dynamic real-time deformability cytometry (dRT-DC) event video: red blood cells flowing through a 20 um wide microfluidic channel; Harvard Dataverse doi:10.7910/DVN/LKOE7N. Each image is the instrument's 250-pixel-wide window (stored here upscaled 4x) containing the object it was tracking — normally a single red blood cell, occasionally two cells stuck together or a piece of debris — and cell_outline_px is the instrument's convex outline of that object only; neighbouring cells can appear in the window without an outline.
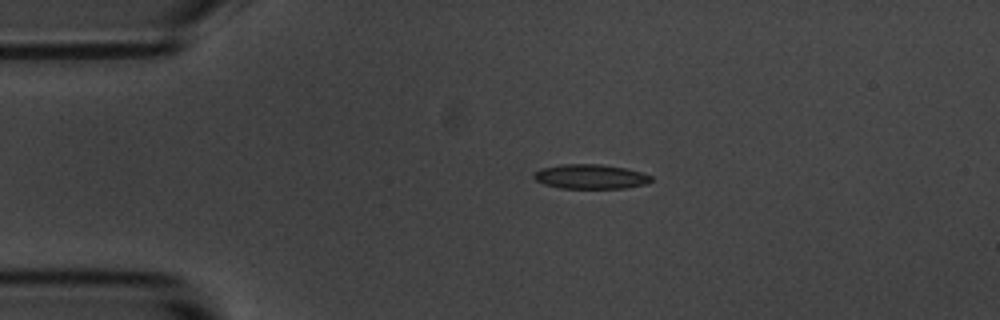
{"species": "common noctule bat (a hibernating species)", "species_latin": "Nyctalus noctula", "temperature_condition": "room temperature", "stored_images_in_passage": 2, "camera_frame_rate_fps": 3000, "um_per_image_px": 0.085, "animal": {"sex": "male", "body_mass_g": 20.1, "forearm_length_mm": 53.5}, "frame": {"image": 1, "passage_image": 1, "time_ms": 0.0, "image_size_px": [1000, 320], "cell_outline_px": [[652, 180], [648, 184], [628, 188], [560, 188], [544, 184], [536, 180], [532, 176], [532, 172], [540, 168], [560, 164], [600, 164], [624, 168], [640, 172], [652, 176]], "centroid_in_image_um": [50.17, 15.01], "position_along_channel_um": 34.8, "area_um2": 16.94}}